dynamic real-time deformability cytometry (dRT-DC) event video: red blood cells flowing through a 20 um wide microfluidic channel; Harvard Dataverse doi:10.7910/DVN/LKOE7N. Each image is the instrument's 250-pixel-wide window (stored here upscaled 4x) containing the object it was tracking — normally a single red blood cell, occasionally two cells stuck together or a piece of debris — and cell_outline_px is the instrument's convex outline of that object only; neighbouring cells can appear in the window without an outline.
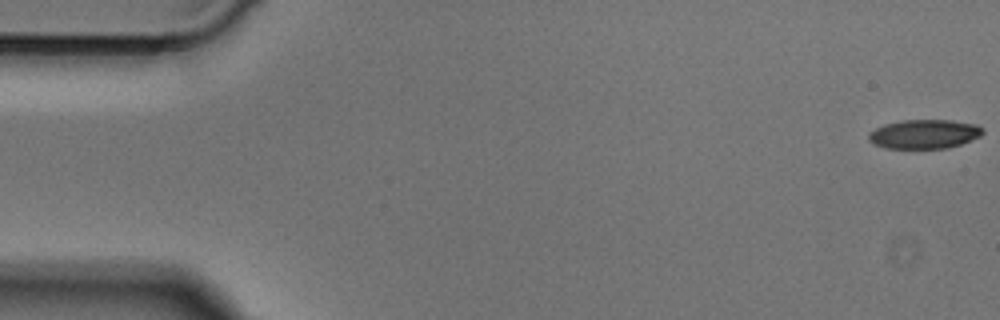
{"species": "Egyptian fruit bat (a non-hibernating species)", "species_latin": "Rousettus aegyptiacus", "temperature_condition": "cold", "stored_images_in_passage": 50, "camera_frame_rate_fps": 3000, "um_per_image_px": 0.085, "animal": {"sex": "male"}, "frame": {"image": 1, "passage_image": 1, "time_ms": 0.0, "image_size_px": [1000, 320], "cell_outline_px": [[984, 132], [980, 136], [960, 144], [948, 148], [884, 148], [872, 144], [868, 140], [868, 132], [884, 124], [900, 120], [952, 120], [976, 124], [984, 128]], "centroid_in_image_um": [78.54, 11.39], "position_along_channel_um": 6.5, "area_um2": 19.54}}
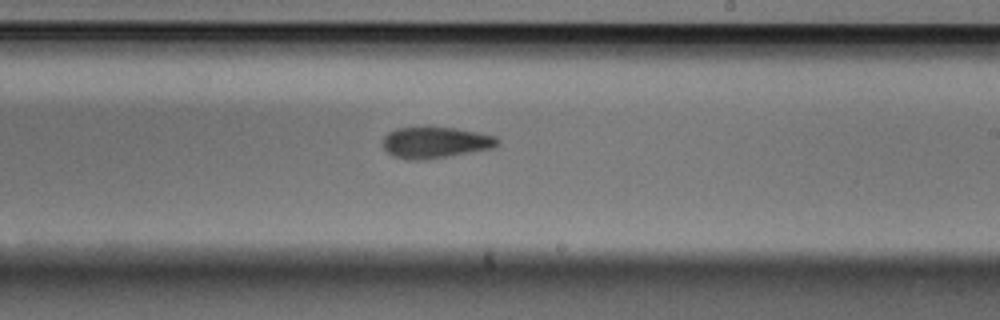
{"frame": {"image": 2, "passage_image": 29, "time_ms": 9.333, "image_size_px": [1000, 320], "cell_outline_px": [[500, 144], [496, 148], [424, 160], [408, 160], [392, 156], [380, 144], [384, 136], [388, 132], [396, 128], [456, 128], [496, 136], [500, 140]], "centroid_in_image_um": [37.01, 12.13], "position_along_channel_um": 252.0, "area_um2": 21.04}}
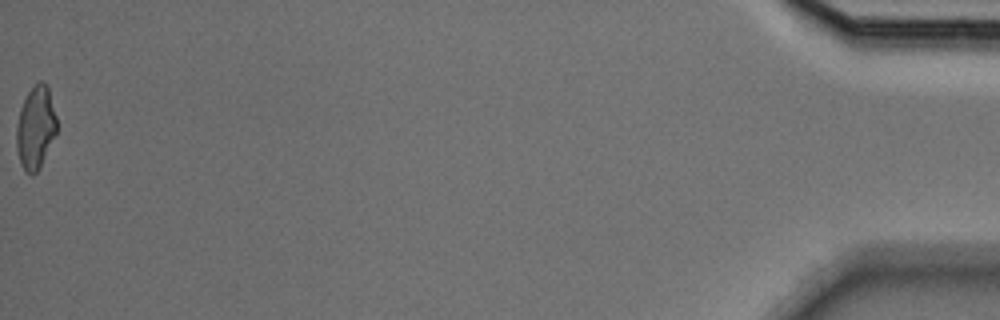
{"frame": {"image": 3, "passage_image": 50, "time_ms": 16.333, "image_size_px": [1000, 320], "cell_outline_px": [[56, 132], [40, 168], [32, 176], [24, 172], [16, 148], [16, 124], [20, 108], [28, 92], [40, 80], [48, 84], [56, 116]], "centroid_in_image_um": [3.01, 10.85], "position_along_channel_um": 432.2, "area_um2": 19.48}}